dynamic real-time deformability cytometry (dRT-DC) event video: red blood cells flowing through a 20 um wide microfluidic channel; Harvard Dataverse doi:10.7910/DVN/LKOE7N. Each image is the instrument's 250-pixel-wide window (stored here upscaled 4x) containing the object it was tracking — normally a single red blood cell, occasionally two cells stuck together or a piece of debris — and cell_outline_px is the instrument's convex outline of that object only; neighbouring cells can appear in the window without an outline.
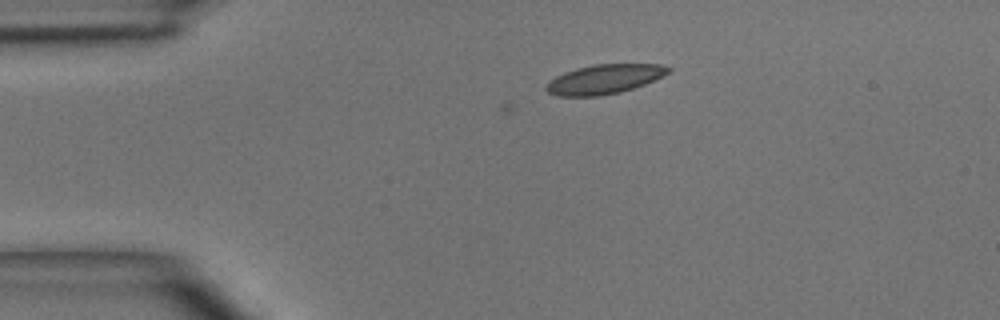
{"species": "common noctule bat (a hibernating species)", "species_latin": "Nyctalus noctula", "temperature_condition": "room temperature", "stored_images_in_passage": 4, "camera_frame_rate_fps": 3000, "um_per_image_px": 0.085, "animal": {"sex": "male", "body_mass_g": 15.6}, "frame": {"image": 1, "passage_image": 3, "time_ms": 2.333, "image_size_px": [1000, 320], "cell_outline_px": [[672, 72], [664, 76], [644, 84], [620, 92], [600, 96], [560, 96], [548, 92], [544, 88], [548, 80], [564, 72], [576, 68], [592, 64], [660, 64], [672, 68]], "centroid_in_image_um": [51.37, 6.72], "position_along_channel_um": 33.6, "area_um2": 21.1}}